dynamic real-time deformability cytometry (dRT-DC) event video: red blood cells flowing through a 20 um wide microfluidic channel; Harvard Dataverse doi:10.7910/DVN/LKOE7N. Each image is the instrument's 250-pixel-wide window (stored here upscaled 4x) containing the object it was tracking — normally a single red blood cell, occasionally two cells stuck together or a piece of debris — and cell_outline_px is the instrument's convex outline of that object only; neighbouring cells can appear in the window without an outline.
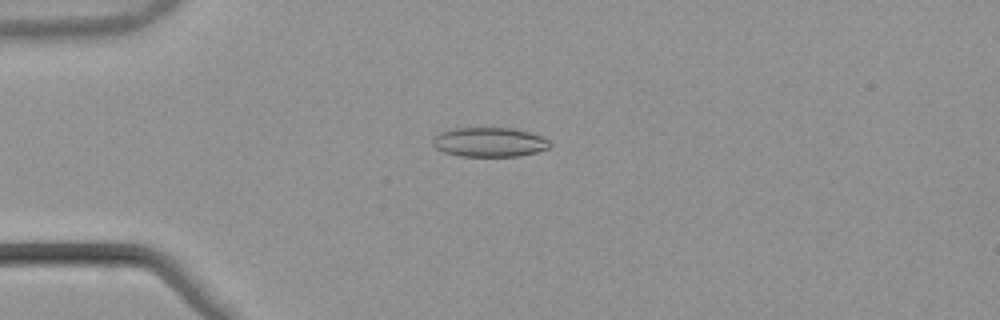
{"species": "common noctule bat (a hibernating species)", "species_latin": "Nyctalus noctula", "temperature_condition": "warm", "stored_images_in_passage": 44, "camera_frame_rate_fps": 3000, "um_per_image_px": 0.085, "animal": {"sex": "male", "body_mass_g": 21.5, "forearm_length_mm": 52.0}, "frame": {"image": 1, "passage_image": 5, "time_ms": 1.333, "image_size_px": [1000, 320], "cell_outline_px": [[552, 144], [548, 148], [536, 152], [520, 156], [460, 156], [444, 152], [436, 148], [432, 144], [432, 140], [440, 132], [452, 128], [516, 128], [540, 136], [548, 140]], "centroid_in_image_um": [41.59, 12.08], "position_along_channel_um": 43.4, "area_um2": 20.06}}
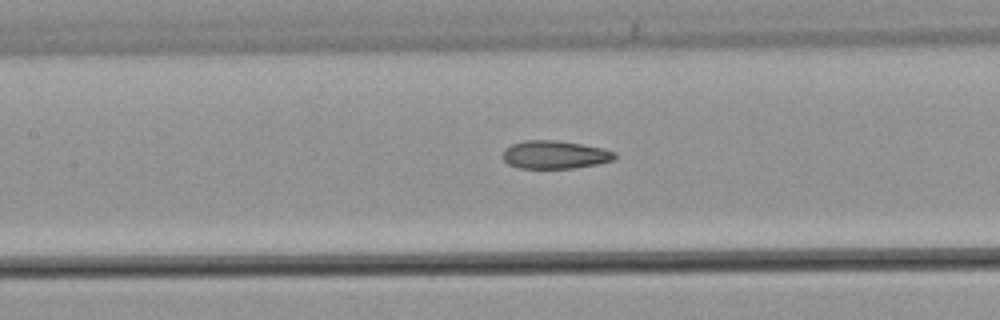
{"frame": {"image": 2, "passage_image": 16, "time_ms": 5.0, "image_size_px": [1000, 320], "cell_outline_px": [[616, 156], [612, 160], [596, 164], [572, 168], [520, 168], [508, 164], [504, 160], [504, 148], [512, 144], [524, 140], [560, 140], [604, 148], [616, 152]], "centroid_in_image_um": [47.16, 13.13], "position_along_channel_um": 160.2, "area_um2": 18.32}}
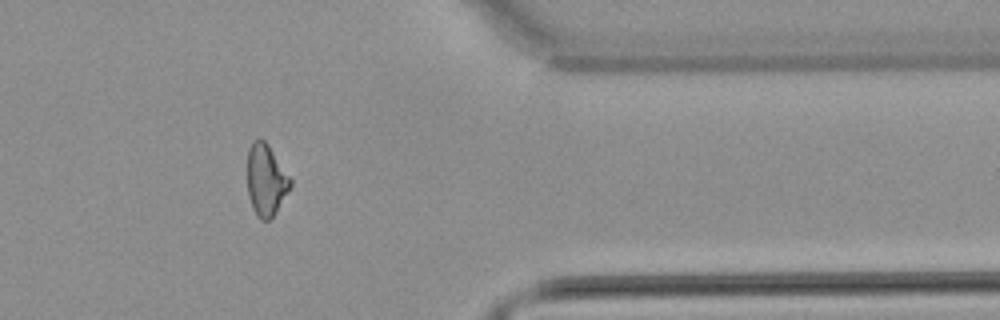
{"frame": {"image": 3, "passage_image": 35, "time_ms": 11.333, "image_size_px": [1000, 320], "cell_outline_px": [[292, 184], [276, 212], [268, 220], [260, 220], [256, 216], [252, 208], [248, 196], [248, 148], [252, 140], [264, 140], [268, 144], [292, 180]], "centroid_in_image_um": [22.6, 15.31], "position_along_channel_um": 388.8, "area_um2": 17.86}, "authors_computed_cell_mechanics": {"area_um2": 18.5538, "velocity_mm_per_s": 3.8795, "shape_relaxation_time_tau1_ms": 9.1467, "shape_relaxation_time_tau2_ms": 2.4487, "deformation_change_tau1": 0.2384, "deformation_change_tau2": 0.1045}}